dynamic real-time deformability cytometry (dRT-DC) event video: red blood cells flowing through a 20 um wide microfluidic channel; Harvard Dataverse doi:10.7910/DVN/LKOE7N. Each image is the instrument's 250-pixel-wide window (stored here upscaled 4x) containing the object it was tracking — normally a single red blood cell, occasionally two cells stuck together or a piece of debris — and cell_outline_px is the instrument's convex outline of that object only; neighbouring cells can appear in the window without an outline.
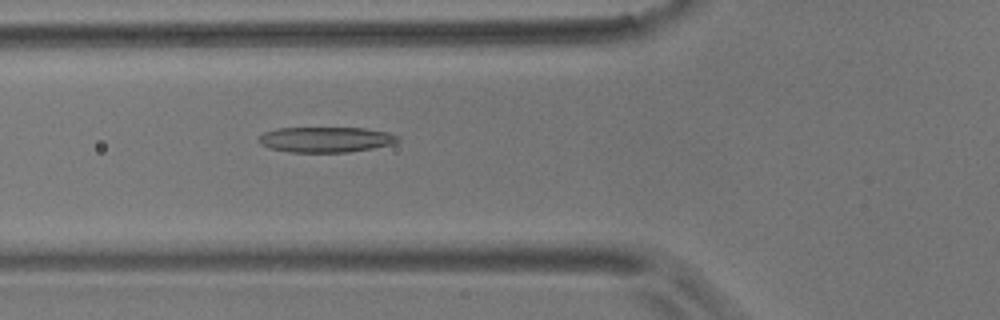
{"species": "common noctule bat (a hibernating species)", "species_latin": "Nyctalus noctula", "temperature_condition": "room temperature", "stored_images_in_passage": 31, "camera_frame_rate_fps": 3000, "um_per_image_px": 0.085, "animal": {"sex": "male", "body_mass_g": 17.9}, "frame": {"image": 1, "passage_image": 7, "time_ms": 2.0, "image_size_px": [1000, 320], "cell_outline_px": [[400, 140], [392, 144], [372, 148], [348, 152], [288, 152], [268, 148], [260, 144], [256, 140], [256, 136], [264, 132], [276, 128], [364, 128], [388, 132], [396, 136]], "centroid_in_image_um": [27.6, 11.86], "position_along_channel_um": 98.2, "area_um2": 20.75}}
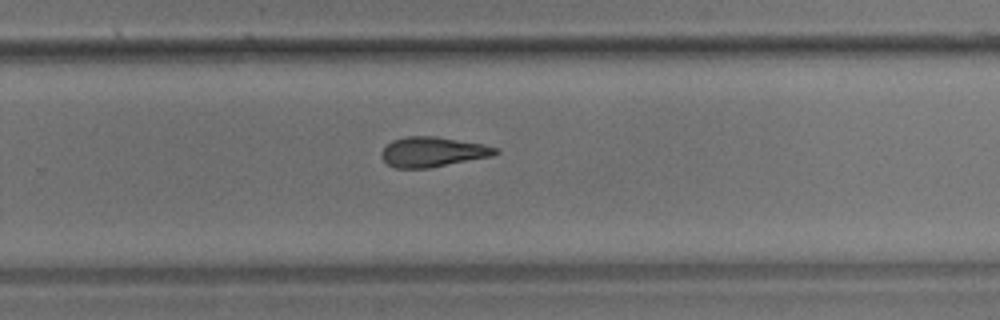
{"frame": {"image": 2, "passage_image": 23, "time_ms": 7.333, "image_size_px": [1000, 320], "cell_outline_px": [[500, 152], [492, 156], [428, 168], [396, 168], [388, 164], [380, 156], [380, 152], [392, 140], [408, 136], [436, 136], [484, 144], [500, 148]], "centroid_in_image_um": [36.8, 12.9], "position_along_channel_um": 293.0, "area_um2": 19.94}}
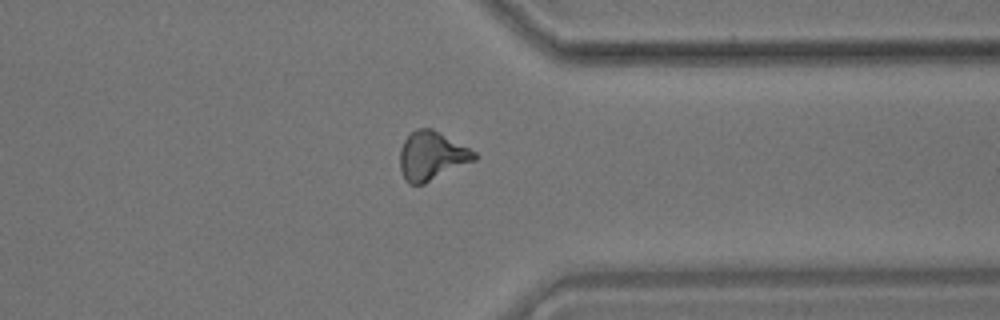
{"frame": {"image": 3, "passage_image": 30, "time_ms": 9.667, "image_size_px": [1000, 320], "cell_outline_px": [[480, 156], [476, 160], [424, 184], [408, 184], [404, 180], [400, 168], [400, 148], [404, 140], [416, 128], [432, 128], [440, 132], [476, 152]], "centroid_in_image_um": [36.7, 13.25], "position_along_channel_um": 374.7, "area_um2": 21.27}, "authors_computed_cell_mechanics": {"area_um2": 20.2878, "velocity_mm_per_s": 3.6513, "shape_relaxation_time_tau1_ms": null, "shape_relaxation_time_tau2_ms": 4.125, "deformation_change_tau1": null, "deformation_change_tau2": 0.1362}}